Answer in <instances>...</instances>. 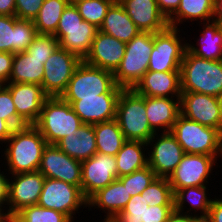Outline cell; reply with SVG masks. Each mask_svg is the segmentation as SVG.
<instances>
[{"label":"cell","mask_w":222,"mask_h":222,"mask_svg":"<svg viewBox=\"0 0 222 222\" xmlns=\"http://www.w3.org/2000/svg\"><path fill=\"white\" fill-rule=\"evenodd\" d=\"M46 145V140L34 125L15 128L4 144L5 149L1 150L4 170L9 175L38 171Z\"/></svg>","instance_id":"obj_1"},{"label":"cell","mask_w":222,"mask_h":222,"mask_svg":"<svg viewBox=\"0 0 222 222\" xmlns=\"http://www.w3.org/2000/svg\"><path fill=\"white\" fill-rule=\"evenodd\" d=\"M180 71L182 92L222 94V60H207L186 49Z\"/></svg>","instance_id":"obj_2"},{"label":"cell","mask_w":222,"mask_h":222,"mask_svg":"<svg viewBox=\"0 0 222 222\" xmlns=\"http://www.w3.org/2000/svg\"><path fill=\"white\" fill-rule=\"evenodd\" d=\"M82 124L68 102L61 97H48L34 126L40 131L47 144H56L67 135H76Z\"/></svg>","instance_id":"obj_3"},{"label":"cell","mask_w":222,"mask_h":222,"mask_svg":"<svg viewBox=\"0 0 222 222\" xmlns=\"http://www.w3.org/2000/svg\"><path fill=\"white\" fill-rule=\"evenodd\" d=\"M171 134L185 154L222 156V132L179 115Z\"/></svg>","instance_id":"obj_4"},{"label":"cell","mask_w":222,"mask_h":222,"mask_svg":"<svg viewBox=\"0 0 222 222\" xmlns=\"http://www.w3.org/2000/svg\"><path fill=\"white\" fill-rule=\"evenodd\" d=\"M122 89L116 85L112 71L90 66L82 60L61 98L65 102H75L103 93H121Z\"/></svg>","instance_id":"obj_5"},{"label":"cell","mask_w":222,"mask_h":222,"mask_svg":"<svg viewBox=\"0 0 222 222\" xmlns=\"http://www.w3.org/2000/svg\"><path fill=\"white\" fill-rule=\"evenodd\" d=\"M153 49V33L139 32L126 43L125 54L120 65L113 72L117 86L133 89L148 71L150 54Z\"/></svg>","instance_id":"obj_6"},{"label":"cell","mask_w":222,"mask_h":222,"mask_svg":"<svg viewBox=\"0 0 222 222\" xmlns=\"http://www.w3.org/2000/svg\"><path fill=\"white\" fill-rule=\"evenodd\" d=\"M116 120L126 140H148L155 134L146 117V96L134 89H122L116 110Z\"/></svg>","instance_id":"obj_7"},{"label":"cell","mask_w":222,"mask_h":222,"mask_svg":"<svg viewBox=\"0 0 222 222\" xmlns=\"http://www.w3.org/2000/svg\"><path fill=\"white\" fill-rule=\"evenodd\" d=\"M97 31L98 28L93 24L83 20L75 5L68 4L63 10L54 36L59 41V47L84 60Z\"/></svg>","instance_id":"obj_8"},{"label":"cell","mask_w":222,"mask_h":222,"mask_svg":"<svg viewBox=\"0 0 222 222\" xmlns=\"http://www.w3.org/2000/svg\"><path fill=\"white\" fill-rule=\"evenodd\" d=\"M186 35L181 28L168 26L165 30L153 33V49L150 54L148 71H180L187 49Z\"/></svg>","instance_id":"obj_9"},{"label":"cell","mask_w":222,"mask_h":222,"mask_svg":"<svg viewBox=\"0 0 222 222\" xmlns=\"http://www.w3.org/2000/svg\"><path fill=\"white\" fill-rule=\"evenodd\" d=\"M37 205L65 214L72 222L79 210L87 208V199L79 186L46 178Z\"/></svg>","instance_id":"obj_10"},{"label":"cell","mask_w":222,"mask_h":222,"mask_svg":"<svg viewBox=\"0 0 222 222\" xmlns=\"http://www.w3.org/2000/svg\"><path fill=\"white\" fill-rule=\"evenodd\" d=\"M81 62L77 55L58 47L44 63L41 85L44 93L48 97H61Z\"/></svg>","instance_id":"obj_11"},{"label":"cell","mask_w":222,"mask_h":222,"mask_svg":"<svg viewBox=\"0 0 222 222\" xmlns=\"http://www.w3.org/2000/svg\"><path fill=\"white\" fill-rule=\"evenodd\" d=\"M219 157L222 158V156L185 154L168 178L172 191L190 186L208 185L211 175H214L212 173H217L214 169L218 168Z\"/></svg>","instance_id":"obj_12"},{"label":"cell","mask_w":222,"mask_h":222,"mask_svg":"<svg viewBox=\"0 0 222 222\" xmlns=\"http://www.w3.org/2000/svg\"><path fill=\"white\" fill-rule=\"evenodd\" d=\"M147 147L148 166L161 178H169L185 155L171 132L155 133L148 140Z\"/></svg>","instance_id":"obj_13"},{"label":"cell","mask_w":222,"mask_h":222,"mask_svg":"<svg viewBox=\"0 0 222 222\" xmlns=\"http://www.w3.org/2000/svg\"><path fill=\"white\" fill-rule=\"evenodd\" d=\"M8 210L12 218L22 208L37 205L45 176L39 172H27L9 175Z\"/></svg>","instance_id":"obj_14"},{"label":"cell","mask_w":222,"mask_h":222,"mask_svg":"<svg viewBox=\"0 0 222 222\" xmlns=\"http://www.w3.org/2000/svg\"><path fill=\"white\" fill-rule=\"evenodd\" d=\"M81 165V190L87 200L117 179L115 156L96 152L89 159L81 161Z\"/></svg>","instance_id":"obj_15"},{"label":"cell","mask_w":222,"mask_h":222,"mask_svg":"<svg viewBox=\"0 0 222 222\" xmlns=\"http://www.w3.org/2000/svg\"><path fill=\"white\" fill-rule=\"evenodd\" d=\"M46 178L64 181L81 188V161L62 152L55 144H47L38 169Z\"/></svg>","instance_id":"obj_16"},{"label":"cell","mask_w":222,"mask_h":222,"mask_svg":"<svg viewBox=\"0 0 222 222\" xmlns=\"http://www.w3.org/2000/svg\"><path fill=\"white\" fill-rule=\"evenodd\" d=\"M181 115L202 125L221 131V116L218 97L198 92H182Z\"/></svg>","instance_id":"obj_17"},{"label":"cell","mask_w":222,"mask_h":222,"mask_svg":"<svg viewBox=\"0 0 222 222\" xmlns=\"http://www.w3.org/2000/svg\"><path fill=\"white\" fill-rule=\"evenodd\" d=\"M5 85L11 92L17 115L27 125H34L40 117L44 101L48 98L42 86L13 82H8Z\"/></svg>","instance_id":"obj_18"},{"label":"cell","mask_w":222,"mask_h":222,"mask_svg":"<svg viewBox=\"0 0 222 222\" xmlns=\"http://www.w3.org/2000/svg\"><path fill=\"white\" fill-rule=\"evenodd\" d=\"M38 32L31 20L0 15V51L17 53L25 51Z\"/></svg>","instance_id":"obj_19"},{"label":"cell","mask_w":222,"mask_h":222,"mask_svg":"<svg viewBox=\"0 0 222 222\" xmlns=\"http://www.w3.org/2000/svg\"><path fill=\"white\" fill-rule=\"evenodd\" d=\"M125 50V42L98 30L92 47L83 61L90 66L114 72L120 65Z\"/></svg>","instance_id":"obj_20"},{"label":"cell","mask_w":222,"mask_h":222,"mask_svg":"<svg viewBox=\"0 0 222 222\" xmlns=\"http://www.w3.org/2000/svg\"><path fill=\"white\" fill-rule=\"evenodd\" d=\"M120 93H103L98 97L68 102L83 124H97L116 119Z\"/></svg>","instance_id":"obj_21"},{"label":"cell","mask_w":222,"mask_h":222,"mask_svg":"<svg viewBox=\"0 0 222 222\" xmlns=\"http://www.w3.org/2000/svg\"><path fill=\"white\" fill-rule=\"evenodd\" d=\"M133 89L146 97H181V71H147Z\"/></svg>","instance_id":"obj_22"},{"label":"cell","mask_w":222,"mask_h":222,"mask_svg":"<svg viewBox=\"0 0 222 222\" xmlns=\"http://www.w3.org/2000/svg\"><path fill=\"white\" fill-rule=\"evenodd\" d=\"M141 32L165 30L167 18L160 12L156 0H118Z\"/></svg>","instance_id":"obj_23"},{"label":"cell","mask_w":222,"mask_h":222,"mask_svg":"<svg viewBox=\"0 0 222 222\" xmlns=\"http://www.w3.org/2000/svg\"><path fill=\"white\" fill-rule=\"evenodd\" d=\"M180 114V97H146V117L155 133L170 132Z\"/></svg>","instance_id":"obj_24"},{"label":"cell","mask_w":222,"mask_h":222,"mask_svg":"<svg viewBox=\"0 0 222 222\" xmlns=\"http://www.w3.org/2000/svg\"><path fill=\"white\" fill-rule=\"evenodd\" d=\"M131 195L117 178L111 184L98 190L87 200L88 211L91 208L105 213L104 218H115L126 206Z\"/></svg>","instance_id":"obj_25"},{"label":"cell","mask_w":222,"mask_h":222,"mask_svg":"<svg viewBox=\"0 0 222 222\" xmlns=\"http://www.w3.org/2000/svg\"><path fill=\"white\" fill-rule=\"evenodd\" d=\"M207 189L208 186L206 185L190 186L179 190H175L173 192L174 210L189 215H194L199 217L201 220H205L208 217L209 209L214 199L210 198L211 194L208 193L209 189ZM186 205H188V208Z\"/></svg>","instance_id":"obj_26"},{"label":"cell","mask_w":222,"mask_h":222,"mask_svg":"<svg viewBox=\"0 0 222 222\" xmlns=\"http://www.w3.org/2000/svg\"><path fill=\"white\" fill-rule=\"evenodd\" d=\"M202 24L200 37H194L196 43H191V38L188 37L187 50L207 60H222V24L214 21Z\"/></svg>","instance_id":"obj_27"},{"label":"cell","mask_w":222,"mask_h":222,"mask_svg":"<svg viewBox=\"0 0 222 222\" xmlns=\"http://www.w3.org/2000/svg\"><path fill=\"white\" fill-rule=\"evenodd\" d=\"M55 145L73 159H89L97 152L94 125L82 124L76 135H67Z\"/></svg>","instance_id":"obj_28"},{"label":"cell","mask_w":222,"mask_h":222,"mask_svg":"<svg viewBox=\"0 0 222 222\" xmlns=\"http://www.w3.org/2000/svg\"><path fill=\"white\" fill-rule=\"evenodd\" d=\"M98 30L125 43L140 32L119 1H114L108 8Z\"/></svg>","instance_id":"obj_29"},{"label":"cell","mask_w":222,"mask_h":222,"mask_svg":"<svg viewBox=\"0 0 222 222\" xmlns=\"http://www.w3.org/2000/svg\"><path fill=\"white\" fill-rule=\"evenodd\" d=\"M214 4L215 0H181L177 11L168 19V25L180 29L186 21L192 26L195 21L200 27V24L212 21Z\"/></svg>","instance_id":"obj_30"},{"label":"cell","mask_w":222,"mask_h":222,"mask_svg":"<svg viewBox=\"0 0 222 222\" xmlns=\"http://www.w3.org/2000/svg\"><path fill=\"white\" fill-rule=\"evenodd\" d=\"M147 143L127 140L116 154L117 178L148 166Z\"/></svg>","instance_id":"obj_31"},{"label":"cell","mask_w":222,"mask_h":222,"mask_svg":"<svg viewBox=\"0 0 222 222\" xmlns=\"http://www.w3.org/2000/svg\"><path fill=\"white\" fill-rule=\"evenodd\" d=\"M46 60L34 58L25 51L14 53L11 76L8 82L42 85Z\"/></svg>","instance_id":"obj_32"},{"label":"cell","mask_w":222,"mask_h":222,"mask_svg":"<svg viewBox=\"0 0 222 222\" xmlns=\"http://www.w3.org/2000/svg\"><path fill=\"white\" fill-rule=\"evenodd\" d=\"M98 153L116 156L127 141L116 119L94 124Z\"/></svg>","instance_id":"obj_33"},{"label":"cell","mask_w":222,"mask_h":222,"mask_svg":"<svg viewBox=\"0 0 222 222\" xmlns=\"http://www.w3.org/2000/svg\"><path fill=\"white\" fill-rule=\"evenodd\" d=\"M67 6L65 0H44L37 17L33 20L38 34L54 35L63 10Z\"/></svg>","instance_id":"obj_34"},{"label":"cell","mask_w":222,"mask_h":222,"mask_svg":"<svg viewBox=\"0 0 222 222\" xmlns=\"http://www.w3.org/2000/svg\"><path fill=\"white\" fill-rule=\"evenodd\" d=\"M12 219L14 222H72L65 214L39 205L22 208Z\"/></svg>","instance_id":"obj_35"},{"label":"cell","mask_w":222,"mask_h":222,"mask_svg":"<svg viewBox=\"0 0 222 222\" xmlns=\"http://www.w3.org/2000/svg\"><path fill=\"white\" fill-rule=\"evenodd\" d=\"M141 195L149 206L174 205V193L168 178L157 177Z\"/></svg>","instance_id":"obj_36"},{"label":"cell","mask_w":222,"mask_h":222,"mask_svg":"<svg viewBox=\"0 0 222 222\" xmlns=\"http://www.w3.org/2000/svg\"><path fill=\"white\" fill-rule=\"evenodd\" d=\"M113 2L114 0H81L75 6L84 21L99 29Z\"/></svg>","instance_id":"obj_37"},{"label":"cell","mask_w":222,"mask_h":222,"mask_svg":"<svg viewBox=\"0 0 222 222\" xmlns=\"http://www.w3.org/2000/svg\"><path fill=\"white\" fill-rule=\"evenodd\" d=\"M156 178L157 175L154 171L149 166H146L118 179L126 187L131 197H133L134 195L141 194Z\"/></svg>","instance_id":"obj_38"},{"label":"cell","mask_w":222,"mask_h":222,"mask_svg":"<svg viewBox=\"0 0 222 222\" xmlns=\"http://www.w3.org/2000/svg\"><path fill=\"white\" fill-rule=\"evenodd\" d=\"M141 194L131 197L125 208L115 217L117 222H147V207Z\"/></svg>","instance_id":"obj_39"},{"label":"cell","mask_w":222,"mask_h":222,"mask_svg":"<svg viewBox=\"0 0 222 222\" xmlns=\"http://www.w3.org/2000/svg\"><path fill=\"white\" fill-rule=\"evenodd\" d=\"M59 47V41L54 35L37 34L25 52L37 59H48Z\"/></svg>","instance_id":"obj_40"},{"label":"cell","mask_w":222,"mask_h":222,"mask_svg":"<svg viewBox=\"0 0 222 222\" xmlns=\"http://www.w3.org/2000/svg\"><path fill=\"white\" fill-rule=\"evenodd\" d=\"M0 118L7 121L14 129L27 125L17 115L11 92L5 84L0 88Z\"/></svg>","instance_id":"obj_41"},{"label":"cell","mask_w":222,"mask_h":222,"mask_svg":"<svg viewBox=\"0 0 222 222\" xmlns=\"http://www.w3.org/2000/svg\"><path fill=\"white\" fill-rule=\"evenodd\" d=\"M43 3L44 0H16L15 16L18 19L33 21Z\"/></svg>","instance_id":"obj_42"},{"label":"cell","mask_w":222,"mask_h":222,"mask_svg":"<svg viewBox=\"0 0 222 222\" xmlns=\"http://www.w3.org/2000/svg\"><path fill=\"white\" fill-rule=\"evenodd\" d=\"M174 205H155L147 207V222H166Z\"/></svg>","instance_id":"obj_43"},{"label":"cell","mask_w":222,"mask_h":222,"mask_svg":"<svg viewBox=\"0 0 222 222\" xmlns=\"http://www.w3.org/2000/svg\"><path fill=\"white\" fill-rule=\"evenodd\" d=\"M13 59L14 53L0 51V81L3 84L8 83L11 76Z\"/></svg>","instance_id":"obj_44"},{"label":"cell","mask_w":222,"mask_h":222,"mask_svg":"<svg viewBox=\"0 0 222 222\" xmlns=\"http://www.w3.org/2000/svg\"><path fill=\"white\" fill-rule=\"evenodd\" d=\"M0 168L3 169V167ZM5 173V174H4ZM7 170L6 171H2L0 169V210H8V204H7V200H8V181H9V174H7ZM7 174V176H6Z\"/></svg>","instance_id":"obj_45"},{"label":"cell","mask_w":222,"mask_h":222,"mask_svg":"<svg viewBox=\"0 0 222 222\" xmlns=\"http://www.w3.org/2000/svg\"><path fill=\"white\" fill-rule=\"evenodd\" d=\"M160 12L167 20L177 11L181 0H156Z\"/></svg>","instance_id":"obj_46"},{"label":"cell","mask_w":222,"mask_h":222,"mask_svg":"<svg viewBox=\"0 0 222 222\" xmlns=\"http://www.w3.org/2000/svg\"><path fill=\"white\" fill-rule=\"evenodd\" d=\"M205 222H222V197H214Z\"/></svg>","instance_id":"obj_47"},{"label":"cell","mask_w":222,"mask_h":222,"mask_svg":"<svg viewBox=\"0 0 222 222\" xmlns=\"http://www.w3.org/2000/svg\"><path fill=\"white\" fill-rule=\"evenodd\" d=\"M166 222H205V220H201L199 217L194 215H189L186 213L173 210L169 214Z\"/></svg>","instance_id":"obj_48"},{"label":"cell","mask_w":222,"mask_h":222,"mask_svg":"<svg viewBox=\"0 0 222 222\" xmlns=\"http://www.w3.org/2000/svg\"><path fill=\"white\" fill-rule=\"evenodd\" d=\"M14 128L5 120L0 118V145L2 148L4 147L8 138L12 135ZM0 146V148H1Z\"/></svg>","instance_id":"obj_49"},{"label":"cell","mask_w":222,"mask_h":222,"mask_svg":"<svg viewBox=\"0 0 222 222\" xmlns=\"http://www.w3.org/2000/svg\"><path fill=\"white\" fill-rule=\"evenodd\" d=\"M16 0H0V15L15 16Z\"/></svg>","instance_id":"obj_50"},{"label":"cell","mask_w":222,"mask_h":222,"mask_svg":"<svg viewBox=\"0 0 222 222\" xmlns=\"http://www.w3.org/2000/svg\"><path fill=\"white\" fill-rule=\"evenodd\" d=\"M212 21L222 24V0H215Z\"/></svg>","instance_id":"obj_51"},{"label":"cell","mask_w":222,"mask_h":222,"mask_svg":"<svg viewBox=\"0 0 222 222\" xmlns=\"http://www.w3.org/2000/svg\"><path fill=\"white\" fill-rule=\"evenodd\" d=\"M10 218L9 210H0V222H7Z\"/></svg>","instance_id":"obj_52"},{"label":"cell","mask_w":222,"mask_h":222,"mask_svg":"<svg viewBox=\"0 0 222 222\" xmlns=\"http://www.w3.org/2000/svg\"><path fill=\"white\" fill-rule=\"evenodd\" d=\"M219 105H220V116H221V132H222V94L218 97Z\"/></svg>","instance_id":"obj_53"},{"label":"cell","mask_w":222,"mask_h":222,"mask_svg":"<svg viewBox=\"0 0 222 222\" xmlns=\"http://www.w3.org/2000/svg\"><path fill=\"white\" fill-rule=\"evenodd\" d=\"M101 219V221H99V222H117L116 220H115V218H104L103 217V219L102 218H100ZM103 220V221H102Z\"/></svg>","instance_id":"obj_54"},{"label":"cell","mask_w":222,"mask_h":222,"mask_svg":"<svg viewBox=\"0 0 222 222\" xmlns=\"http://www.w3.org/2000/svg\"><path fill=\"white\" fill-rule=\"evenodd\" d=\"M68 4H72L75 5L76 3H78L81 0H65Z\"/></svg>","instance_id":"obj_55"},{"label":"cell","mask_w":222,"mask_h":222,"mask_svg":"<svg viewBox=\"0 0 222 222\" xmlns=\"http://www.w3.org/2000/svg\"><path fill=\"white\" fill-rule=\"evenodd\" d=\"M7 222H14V220L12 218H10Z\"/></svg>","instance_id":"obj_56"}]
</instances>
